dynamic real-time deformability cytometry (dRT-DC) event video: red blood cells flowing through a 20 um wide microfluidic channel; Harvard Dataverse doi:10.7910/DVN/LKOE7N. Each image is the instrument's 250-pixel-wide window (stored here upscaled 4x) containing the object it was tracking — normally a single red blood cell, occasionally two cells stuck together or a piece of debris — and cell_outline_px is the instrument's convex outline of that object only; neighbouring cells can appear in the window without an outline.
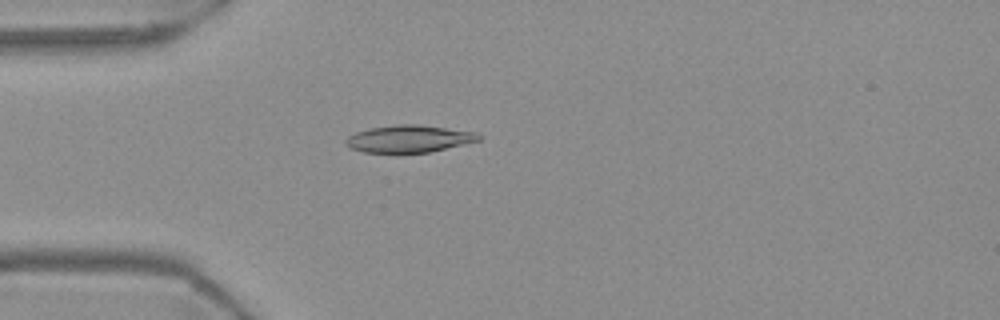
{"species": "Egyptian fruit bat (a non-hibernating species)", "species_latin": "Rousettus aegyptiacus", "temperature_condition": "warm", "stored_images_in_passage": 40, "camera_frame_rate_fps": 3000, "um_per_image_px": 0.085, "frame": {"image": 1, "passage_image": 1, "time_ms": 0.0, "image_size_px": [1000, 320], "cell_outline_px": [[480, 140], [428, 152], [396, 156], [364, 152], [352, 148], [344, 144], [344, 140], [348, 136], [356, 132], [368, 128], [396, 124], [416, 124], [476, 132], [480, 136]], "centroid_in_image_um": [34.67, 11.83], "position_along_channel_um": 50.3, "area_um2": 21.73}}
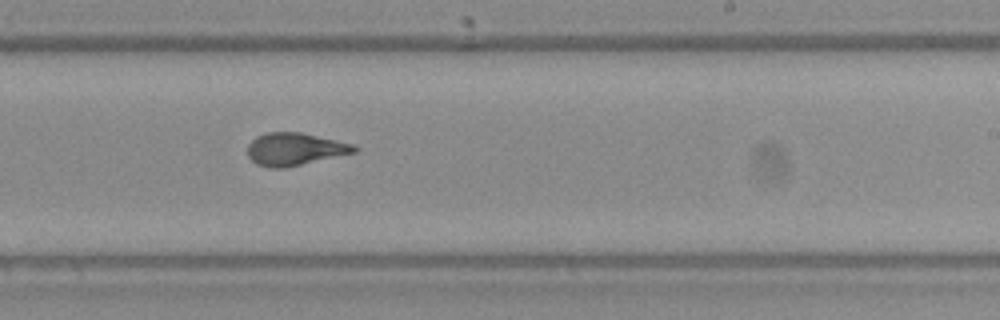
{"frame": {"image": 2, "passage_image": 19, "time_ms": 6.0, "image_size_px": [1000, 320], "cell_outline_px": [[360, 148], [356, 152], [284, 168], [268, 168], [256, 164], [248, 156], [248, 144], [256, 136], [268, 132], [300, 132], [336, 140], [352, 144]], "centroid_in_image_um": [25.04, 12.68], "position_along_channel_um": 264.0, "area_um2": 20.17}}
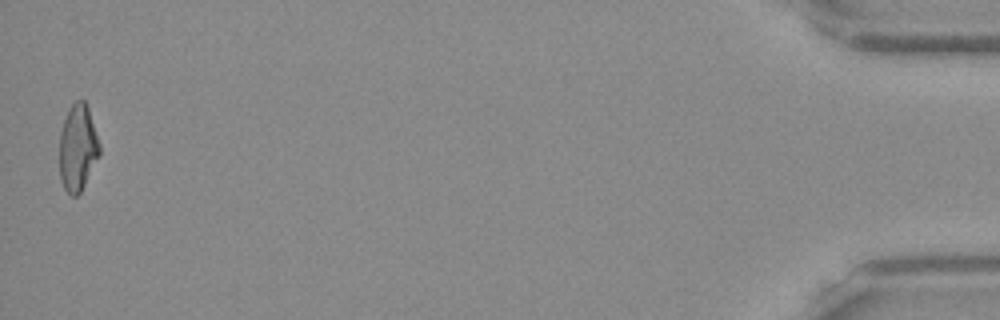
{"frame": {"image": 3, "passage_image": 40, "time_ms": 13.0, "image_size_px": [1000, 320], "cell_outline_px": [[100, 152], [80, 192], [76, 196], [72, 196], [64, 188], [60, 180], [60, 132], [68, 108], [76, 100], [84, 100], [88, 108], [100, 144]], "centroid_in_image_um": [6.59, 12.54], "position_along_channel_um": 428.6, "area_um2": 19.88}, "authors_computed_cell_mechanics": {"area_um2": 20.2589, "velocity_mm_per_s": 3.7141, "shape_relaxation_time_tau1_ms": 8.9614, "shape_relaxation_time_tau2_ms": 0.9857, "deformation_change_tau1": 0.2564, "deformation_change_tau2": 0.072}}